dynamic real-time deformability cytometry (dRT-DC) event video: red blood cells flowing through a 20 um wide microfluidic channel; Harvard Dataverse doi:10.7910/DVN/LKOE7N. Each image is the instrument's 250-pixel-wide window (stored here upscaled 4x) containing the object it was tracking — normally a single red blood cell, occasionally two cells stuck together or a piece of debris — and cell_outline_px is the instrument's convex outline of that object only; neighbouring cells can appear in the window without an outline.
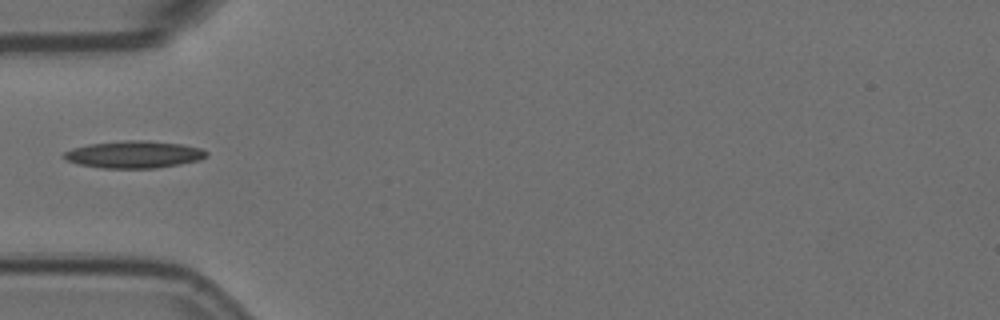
{"species": "Egyptian fruit bat (a non-hibernating species)", "species_latin": "Rousettus aegyptiacus", "temperature_condition": "room temperature", "stored_images_in_passage": 4, "camera_frame_rate_fps": 3000, "um_per_image_px": 0.085, "animal": {"sex": "female"}, "frame": {"image": 1, "passage_image": 3, "time_ms": 0.667, "image_size_px": [1000, 320], "cell_outline_px": [[208, 156], [200, 160], [180, 164], [156, 168], [100, 168], [76, 164], [60, 156], [64, 152], [72, 148], [88, 144], [128, 140], [144, 140], [184, 144], [200, 148], [208, 152]], "centroid_in_image_um": [11.38, 13.13], "position_along_channel_um": 73.6, "area_um2": 22.77}}
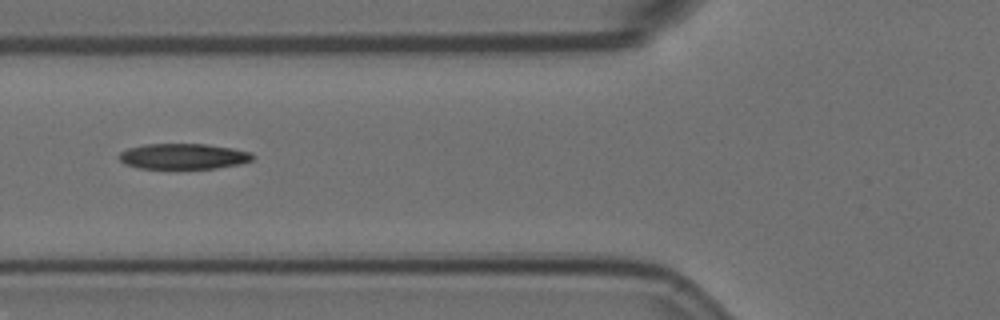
{"frame": {"image": 2, "passage_image": 4, "time_ms": 1.0, "image_size_px": [1000, 320], "cell_outline_px": [[256, 156], [252, 160], [240, 164], [216, 168], [136, 168], [124, 164], [120, 160], [120, 152], [128, 148], [144, 144], [208, 144], [232, 148], [252, 152]], "centroid_in_image_um": [15.61, 13.28], "position_along_channel_um": 110.2, "area_um2": 20.0}}